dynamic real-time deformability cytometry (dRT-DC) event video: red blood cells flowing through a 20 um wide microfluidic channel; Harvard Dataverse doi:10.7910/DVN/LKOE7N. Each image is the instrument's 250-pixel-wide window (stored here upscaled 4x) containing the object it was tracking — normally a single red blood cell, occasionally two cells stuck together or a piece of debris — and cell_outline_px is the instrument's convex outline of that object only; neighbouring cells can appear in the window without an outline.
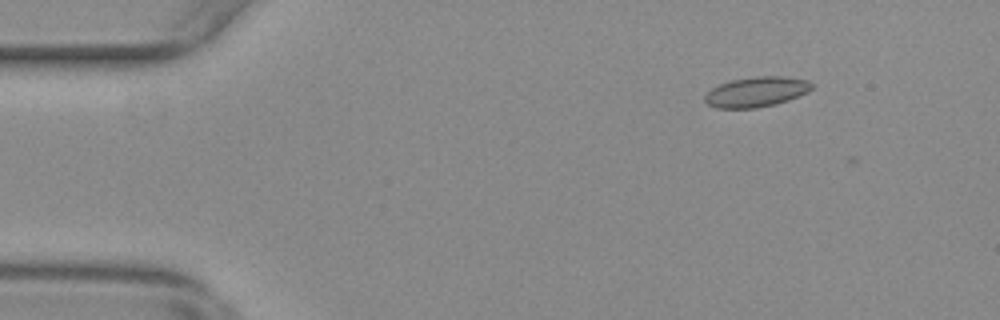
{"species": "common noctule bat (a hibernating species)", "species_latin": "Nyctalus noctula", "temperature_condition": "warm", "stored_images_in_passage": 12, "camera_frame_rate_fps": 3000, "um_per_image_px": 0.085, "animal": {"sex": "female", "body_mass_g": 29.2, "forearm_length_mm": 56.3}, "frame": {"image": 1, "passage_image": 8, "time_ms": 2.333, "image_size_px": [1000, 320], "cell_outline_px": [[812, 88], [808, 92], [788, 100], [776, 104], [756, 108], [716, 108], [708, 104], [704, 100], [704, 96], [712, 88], [720, 84], [732, 80], [756, 76], [784, 76], [808, 80], [812, 84]], "centroid_in_image_um": [64.3, 7.81], "position_along_channel_um": 20.7, "area_um2": 18.73}}